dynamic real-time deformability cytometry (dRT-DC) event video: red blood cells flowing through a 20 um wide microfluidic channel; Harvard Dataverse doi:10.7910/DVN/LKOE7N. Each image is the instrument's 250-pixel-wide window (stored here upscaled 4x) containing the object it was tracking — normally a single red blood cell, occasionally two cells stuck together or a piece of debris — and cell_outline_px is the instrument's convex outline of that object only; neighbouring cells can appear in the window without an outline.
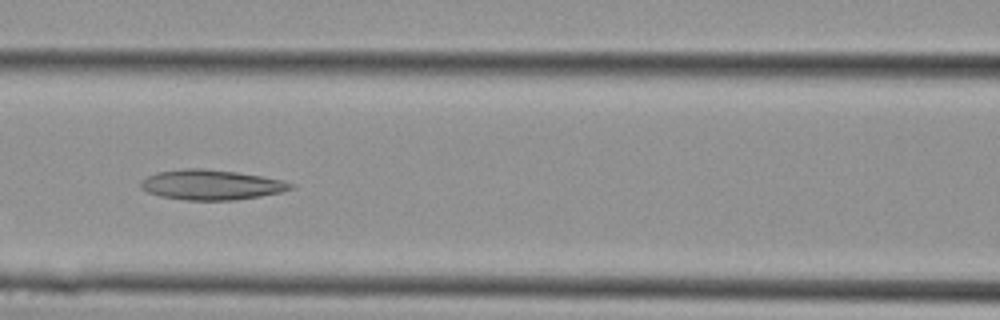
{"species": "Egyptian fruit bat (a non-hibernating species)", "species_latin": "Rousettus aegyptiacus", "temperature_condition": "cold", "stored_images_in_passage": 18, "camera_frame_rate_fps": 3000, "um_per_image_px": 0.085, "animal": {"sex": "female"}, "frame": {"image": 1, "passage_image": 13, "time_ms": 4.0, "image_size_px": [1000, 320], "cell_outline_px": [[296, 188], [280, 192], [260, 196], [236, 200], [188, 200], [160, 196], [148, 192], [140, 188], [140, 180], [156, 172], [184, 168], [200, 168], [236, 172], [260, 176], [280, 180], [292, 184]], "centroid_in_image_um": [17.91, 15.71], "position_along_channel_um": 148.7, "area_um2": 26.13}}
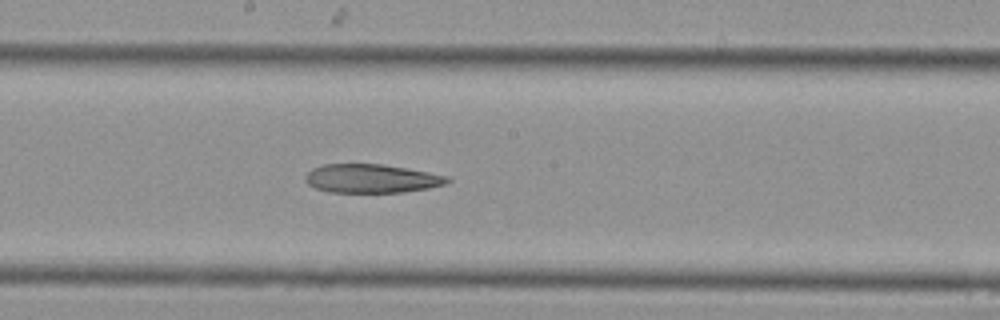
{"frame": {"image": 2, "passage_image": 16, "time_ms": 5.0, "image_size_px": [1000, 320], "cell_outline_px": [[452, 180], [444, 184], [428, 188], [404, 192], [328, 192], [316, 188], [308, 184], [304, 180], [304, 176], [312, 168], [324, 164], [380, 164], [428, 172], [448, 176]], "centroid_in_image_um": [31.55, 15.17], "position_along_channel_um": 216.7, "area_um2": 23.64}}
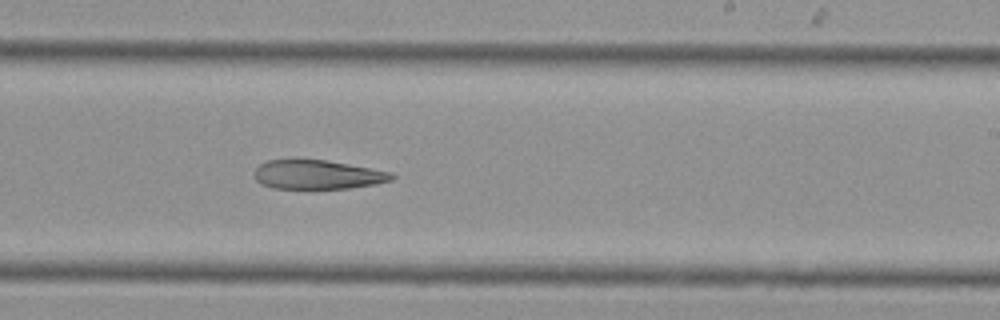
{"frame": {"image": 3, "passage_image": 18, "time_ms": 5.667, "image_size_px": [1000, 320], "cell_outline_px": [[396, 176], [392, 180], [376, 184], [348, 188], [272, 188], [260, 184], [256, 180], [256, 168], [260, 164], [268, 160], [328, 160], [392, 172]], "centroid_in_image_um": [27.02, 14.84], "position_along_channel_um": 262.0, "area_um2": 23.12}}